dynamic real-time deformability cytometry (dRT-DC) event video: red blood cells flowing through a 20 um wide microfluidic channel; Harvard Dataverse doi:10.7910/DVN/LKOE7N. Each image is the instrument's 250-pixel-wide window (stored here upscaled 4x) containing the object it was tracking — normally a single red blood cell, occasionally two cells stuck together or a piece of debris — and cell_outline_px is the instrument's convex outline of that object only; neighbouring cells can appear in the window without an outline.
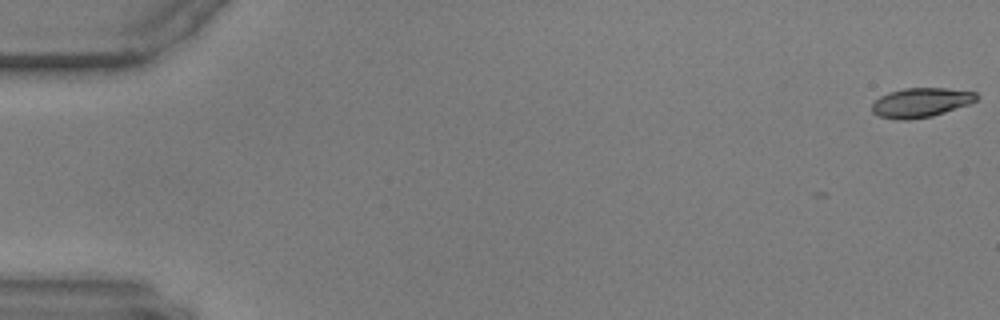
{"species": "common noctule bat (a hibernating species)", "species_latin": "Nyctalus noctula", "temperature_condition": "warm", "stored_images_in_passage": 8, "camera_frame_rate_fps": 3000, "um_per_image_px": 0.085, "animal": {"sex": "male", "body_mass_g": 17.9, "forearm_length_mm": 54.2}, "frame": {"image": 1, "passage_image": 1, "time_ms": 0.0, "image_size_px": [1000, 320], "cell_outline_px": [[980, 96], [976, 100], [968, 104], [932, 116], [908, 120], [900, 120], [880, 116], [872, 112], [872, 104], [880, 96], [888, 92], [904, 88], [944, 88], [976, 92]], "centroid_in_image_um": [78.26, 8.71], "position_along_channel_um": 6.7, "area_um2": 17.8}}